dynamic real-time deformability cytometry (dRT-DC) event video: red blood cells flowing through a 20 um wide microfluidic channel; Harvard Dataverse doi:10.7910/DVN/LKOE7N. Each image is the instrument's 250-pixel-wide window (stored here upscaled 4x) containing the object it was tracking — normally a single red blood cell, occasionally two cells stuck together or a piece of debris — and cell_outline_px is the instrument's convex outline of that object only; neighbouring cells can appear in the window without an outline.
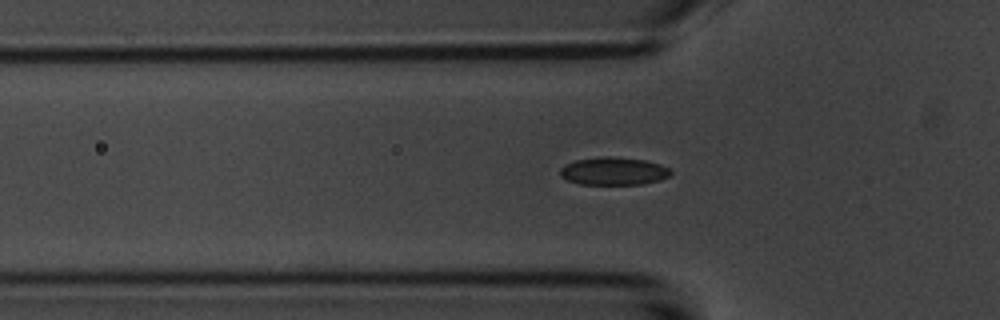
{"species": "common noctule bat (a hibernating species)", "species_latin": "Nyctalus noctula", "temperature_condition": "room temperature", "stored_images_in_passage": 42, "camera_frame_rate_fps": 3000, "um_per_image_px": 0.085, "animal": {"sex": "male", "body_mass_g": 20.1, "forearm_length_mm": 53.5}, "frame": {"image": 1, "passage_image": 4, "time_ms": 1.0, "image_size_px": [1000, 320], "cell_outline_px": [[672, 172], [668, 176], [660, 180], [644, 184], [580, 184], [568, 180], [560, 176], [560, 168], [564, 164], [576, 160], [600, 156], [608, 156], [644, 160], [660, 164], [668, 168]], "centroid_in_image_um": [52.13, 14.54], "position_along_channel_um": 73.7, "area_um2": 17.92}}
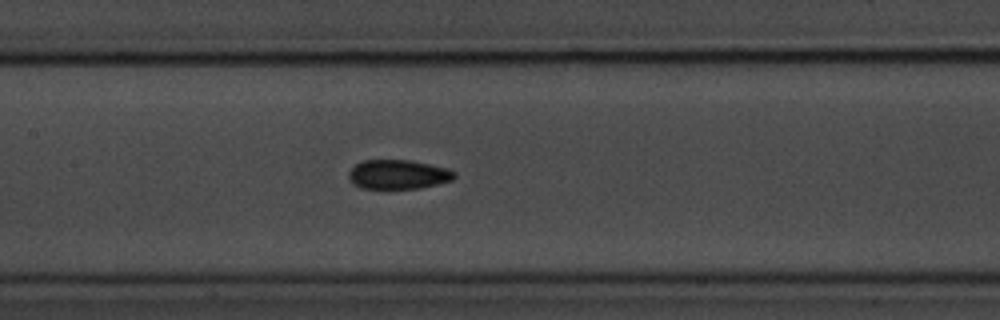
{"frame": {"image": 2, "passage_image": 12, "time_ms": 3.667, "image_size_px": [1000, 320], "cell_outline_px": [[456, 176], [452, 180], [420, 188], [360, 188], [352, 184], [348, 176], [348, 172], [356, 164], [364, 160], [412, 160], [448, 168], [456, 172]], "centroid_in_image_um": [33.84, 14.82], "position_along_channel_um": 173.6, "area_um2": 18.09}}
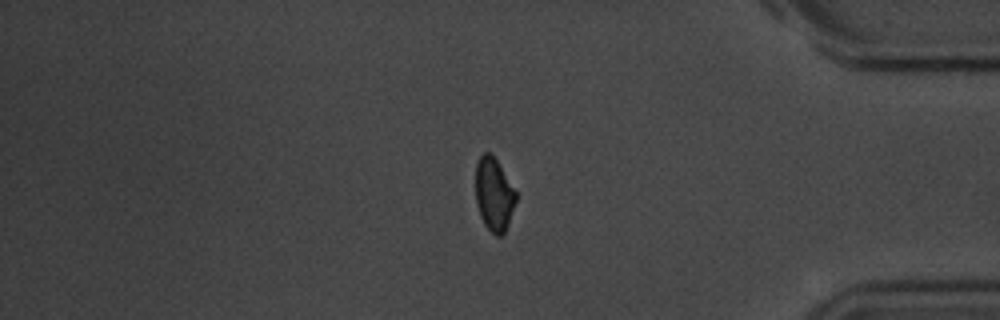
{"frame": {"image": 3, "passage_image": 32, "time_ms": 10.333, "image_size_px": [1000, 320], "cell_outline_px": [[516, 200], [508, 224], [504, 232], [500, 236], [496, 236], [484, 224], [480, 216], [476, 204], [476, 164], [480, 156], [484, 152], [488, 152], [496, 160], [516, 192]], "centroid_in_image_um": [41.97, 16.54], "position_along_channel_um": 393.2, "area_um2": 16.88}, "authors_computed_cell_mechanics": {"area_um2": 17.918, "velocity_mm_per_s": 3.7068, "shape_relaxation_time_tau1_ms": 4.1317, "shape_relaxation_time_tau2_ms": 2.4077, "deformation_change_tau1": 0.1112, "deformation_change_tau2": 0.0713}}